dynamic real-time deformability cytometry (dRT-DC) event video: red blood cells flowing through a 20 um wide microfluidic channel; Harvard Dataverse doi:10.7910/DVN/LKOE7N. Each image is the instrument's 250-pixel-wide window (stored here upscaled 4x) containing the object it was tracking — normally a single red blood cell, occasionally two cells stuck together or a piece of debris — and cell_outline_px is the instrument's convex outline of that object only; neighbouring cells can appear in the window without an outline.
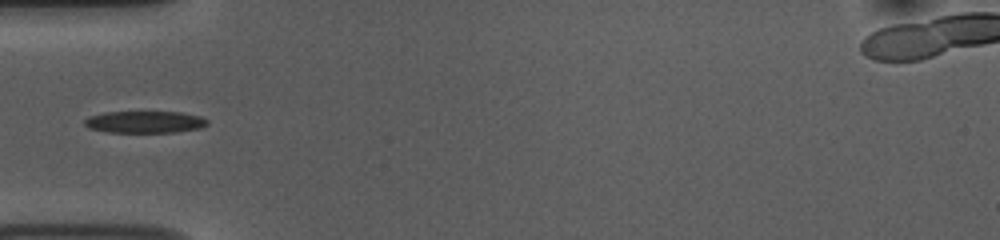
{"species": "common noctule bat (a hibernating species)", "species_latin": "Nyctalus noctula", "temperature_condition": "room temperature", "stored_images_in_passage": 37, "camera_frame_rate_fps": 3000, "um_per_image_px": 0.085, "animal": {"sex": "female", "body_mass_g": 10.0, "forearm_length_mm": 53.1}, "frame": {"image": 1, "passage_image": 1, "time_ms": 0.0, "image_size_px": [1000, 240], "cell_outline_px": [[208, 124], [200, 128], [172, 132], [108, 132], [88, 128], [84, 124], [84, 120], [88, 116], [104, 112], [180, 112], [200, 116], [208, 120]], "centroid_in_image_um": [12.28, 10.36], "position_along_channel_um": 72.7, "area_um2": 15.66}}
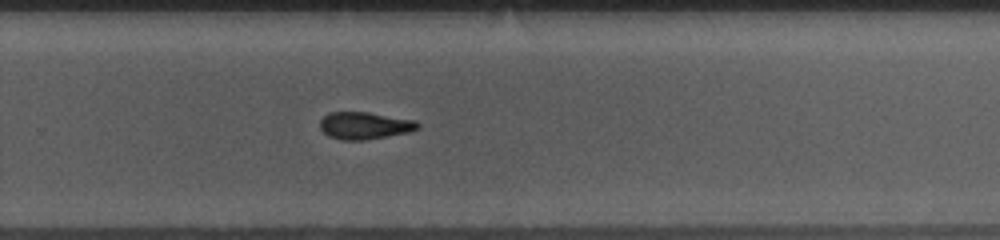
{"frame": {"image": 2, "passage_image": 19, "time_ms": 6.0, "image_size_px": [1000, 240], "cell_outline_px": [[420, 128], [408, 132], [364, 140], [340, 140], [328, 136], [320, 128], [320, 120], [328, 112], [368, 112], [416, 120], [420, 124]], "centroid_in_image_um": [30.99, 10.67], "position_along_channel_um": 298.8, "area_um2": 15.55}}
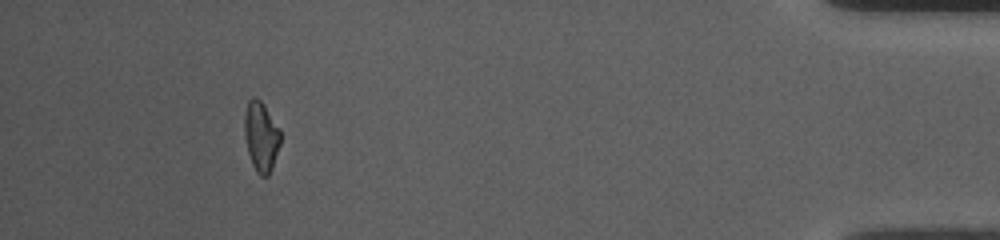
{"frame": {"image": 3, "passage_image": 33, "time_ms": 10.667, "image_size_px": [1000, 240], "cell_outline_px": [[280, 144], [272, 168], [268, 176], [260, 176], [256, 172], [252, 164], [248, 152], [244, 136], [244, 116], [248, 100], [252, 96], [256, 96], [264, 104], [280, 128]], "centroid_in_image_um": [22.19, 11.58], "position_along_channel_um": 413.0, "area_um2": 14.85}}